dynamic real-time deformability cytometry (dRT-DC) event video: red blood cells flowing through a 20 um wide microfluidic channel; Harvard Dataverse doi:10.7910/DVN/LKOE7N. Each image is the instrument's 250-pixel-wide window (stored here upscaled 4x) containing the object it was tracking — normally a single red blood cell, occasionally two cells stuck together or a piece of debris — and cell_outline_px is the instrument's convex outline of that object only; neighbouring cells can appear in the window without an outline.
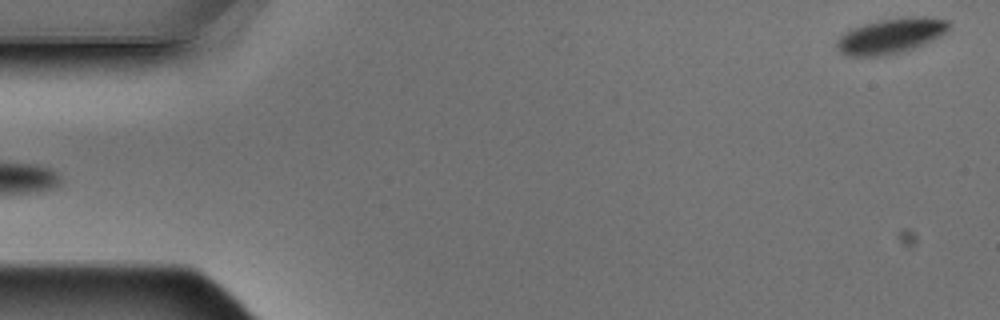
{"species": "Egyptian fruit bat (a non-hibernating species)", "species_latin": "Rousettus aegyptiacus", "temperature_condition": "warm", "stored_images_in_passage": 5, "segment_of_instrument_passage": [2, 2], "camera_frame_rate_fps": 3000, "um_per_image_px": 0.085, "animal": {"sex": "male"}, "frame": {"image": 1, "passage_image": 5, "time_ms": 1.333, "image_size_px": [1000, 320], "cell_outline_px": [[948, 28], [940, 36], [924, 44], [900, 52], [884, 56], [848, 56], [840, 52], [836, 48], [836, 40], [848, 28], [880, 20], [904, 16], [924, 16], [948, 20]], "centroid_in_image_um": [75.66, 3.04], "position_along_channel_um": 9.3, "area_um2": 23.12}}